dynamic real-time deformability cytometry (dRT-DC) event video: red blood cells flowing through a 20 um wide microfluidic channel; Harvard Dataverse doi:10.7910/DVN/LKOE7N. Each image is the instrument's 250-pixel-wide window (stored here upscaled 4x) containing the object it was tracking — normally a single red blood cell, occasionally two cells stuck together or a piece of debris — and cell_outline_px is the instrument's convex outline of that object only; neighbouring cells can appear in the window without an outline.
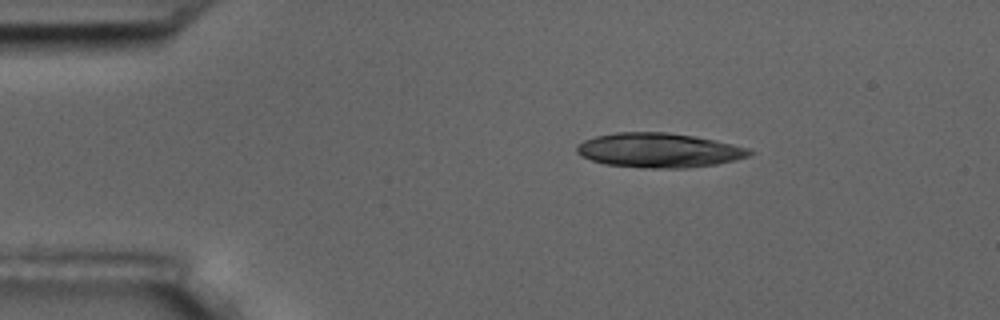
{"species": "common noctule bat (a hibernating species)", "species_latin": "Nyctalus noctula", "temperature_condition": "room temperature", "stored_images_in_passage": 5, "camera_frame_rate_fps": 3000, "um_per_image_px": 0.085, "animal": {"sex": "male", "body_mass_g": 17.5, "forearm_length_mm": 52.3}, "frame": {"image": 1, "passage_image": 1, "time_ms": 0.0, "image_size_px": [1000, 320], "cell_outline_px": [[756, 152], [748, 156], [716, 164], [684, 168], [652, 168], [604, 164], [592, 160], [576, 152], [576, 144], [584, 140], [596, 136], [616, 132], [668, 132], [692, 136], [732, 144], [748, 148]], "centroid_in_image_um": [55.98, 12.77], "position_along_channel_um": 29.0, "area_um2": 34.39}}